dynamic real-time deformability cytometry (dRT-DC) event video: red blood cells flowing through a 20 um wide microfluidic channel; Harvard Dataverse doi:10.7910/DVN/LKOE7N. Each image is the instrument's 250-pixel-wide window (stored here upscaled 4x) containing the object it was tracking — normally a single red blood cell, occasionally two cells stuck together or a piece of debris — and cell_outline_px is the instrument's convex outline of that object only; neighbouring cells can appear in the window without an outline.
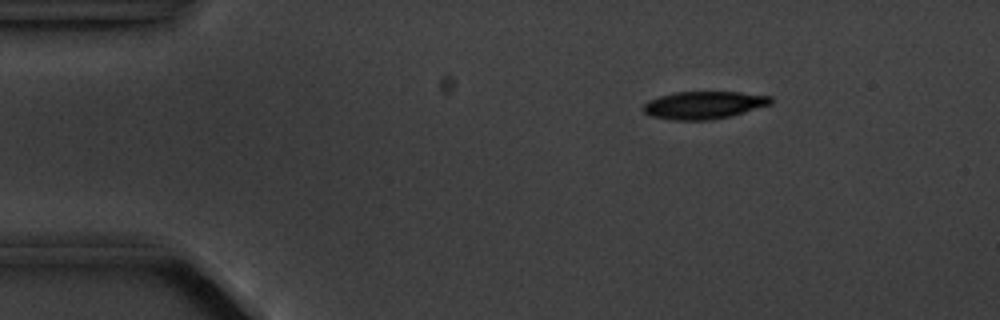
{"species": "common noctule bat (a hibernating species)", "species_latin": "Nyctalus noctula", "temperature_condition": "cold", "stored_images_in_passage": 5, "camera_frame_rate_fps": 3000, "um_per_image_px": 0.085, "animal": {"sex": "male", "body_mass_g": 20.1, "forearm_length_mm": 53.5}, "frame": {"image": 1, "passage_image": 3, "time_ms": 2.333, "image_size_px": [1000, 320], "cell_outline_px": [[772, 104], [744, 112], [712, 120], [672, 120], [652, 116], [644, 112], [640, 108], [648, 100], [660, 96], [676, 92], [740, 92], [772, 96]], "centroid_in_image_um": [59.81, 8.93], "position_along_channel_um": 25.2, "area_um2": 20.52}}